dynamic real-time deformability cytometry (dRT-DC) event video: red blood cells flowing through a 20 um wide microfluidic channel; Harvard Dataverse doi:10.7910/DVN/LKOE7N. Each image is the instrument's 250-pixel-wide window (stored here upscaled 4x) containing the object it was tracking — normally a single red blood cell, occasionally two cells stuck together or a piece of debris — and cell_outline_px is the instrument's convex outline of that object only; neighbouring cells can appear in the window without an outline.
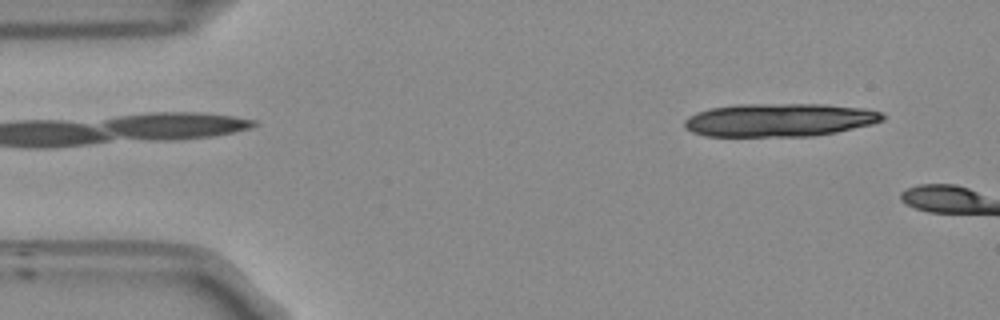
{"species": "Egyptian fruit bat (a non-hibernating species)", "species_latin": "Rousettus aegyptiacus", "temperature_condition": "room temperature", "stored_images_in_passage": 5, "camera_frame_rate_fps": 3000, "um_per_image_px": 0.085, "frame": {"image": 1, "passage_image": 3, "time_ms": 0.667, "image_size_px": [1000, 320], "cell_outline_px": [[884, 120], [872, 124], [836, 132], [812, 136], [704, 136], [692, 132], [684, 128], [684, 120], [688, 116], [696, 112], [712, 108], [736, 104], [824, 104], [864, 108], [880, 112], [884, 116]], "centroid_in_image_um": [66.22, 10.19], "position_along_channel_um": 18.8, "area_um2": 38.49}}